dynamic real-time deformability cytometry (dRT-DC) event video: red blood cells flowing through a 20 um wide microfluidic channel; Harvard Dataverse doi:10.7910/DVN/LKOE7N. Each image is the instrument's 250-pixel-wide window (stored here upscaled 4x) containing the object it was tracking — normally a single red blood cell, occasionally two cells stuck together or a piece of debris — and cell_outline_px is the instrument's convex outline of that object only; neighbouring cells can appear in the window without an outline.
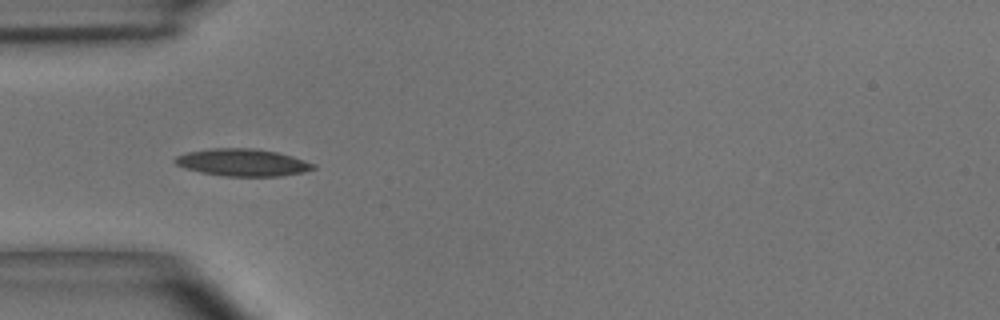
{"species": "common noctule bat (a hibernating species)", "species_latin": "Nyctalus noctula", "temperature_condition": "room temperature", "stored_images_in_passage": 35, "camera_frame_rate_fps": 3000, "um_per_image_px": 0.085, "animal": {"sex": "male", "body_mass_g": 15.6}, "frame": {"image": 1, "passage_image": 1, "time_ms": 0.0, "image_size_px": [1000, 320], "cell_outline_px": [[316, 168], [304, 172], [280, 176], [224, 176], [200, 172], [184, 168], [176, 164], [172, 160], [176, 156], [188, 152], [212, 148], [252, 148], [276, 152], [292, 156], [316, 164]], "centroid_in_image_um": [20.61, 13.81], "position_along_channel_um": 64.4, "area_um2": 21.96}}
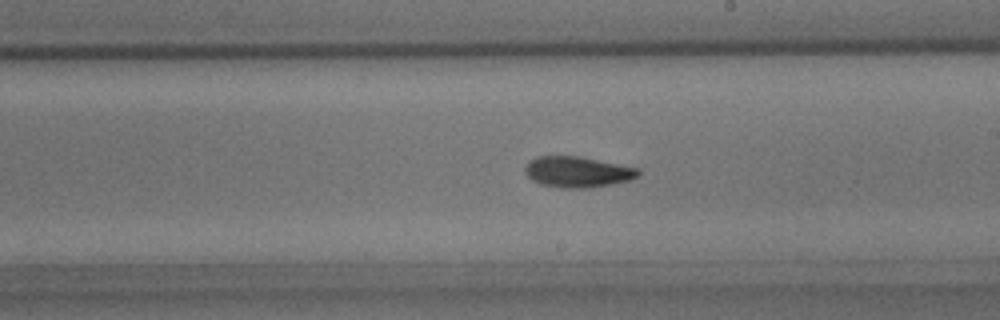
{"frame": {"image": 2, "passage_image": 14, "time_ms": 4.333, "image_size_px": [1000, 320], "cell_outline_px": [[640, 176], [628, 180], [612, 184], [588, 188], [560, 188], [540, 184], [532, 180], [524, 172], [524, 168], [528, 160], [536, 156], [580, 156], [640, 168]], "centroid_in_image_um": [49.08, 14.61], "position_along_channel_um": 239.9, "area_um2": 20.63}}
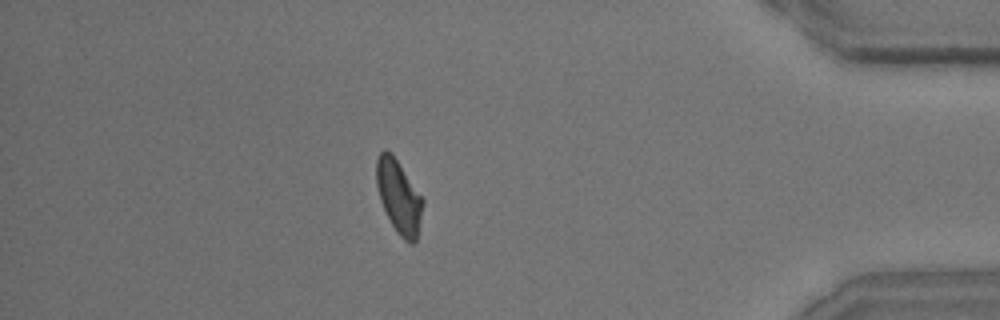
{"frame": {"image": 3, "passage_image": 29, "time_ms": 9.333, "image_size_px": [1000, 320], "cell_outline_px": [[424, 204], [416, 240], [412, 244], [408, 244], [396, 232], [380, 200], [376, 184], [376, 160], [380, 152], [384, 148], [396, 160], [424, 200]], "centroid_in_image_um": [33.9, 16.76], "position_along_channel_um": 401.3, "area_um2": 19.42}, "authors_computed_cell_mechanics": {"area_um2": 19.8254, "velocity_mm_per_s": 4.0531, "shape_relaxation_time_tau1_ms": 3.4881, "shape_relaxation_time_tau2_ms": 4.0639, "deformation_change_tau1": 0.144, "deformation_change_tau2": 0.1116}}